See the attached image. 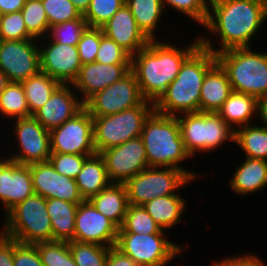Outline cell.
<instances>
[{
	"instance_id": "obj_32",
	"label": "cell",
	"mask_w": 267,
	"mask_h": 266,
	"mask_svg": "<svg viewBox=\"0 0 267 266\" xmlns=\"http://www.w3.org/2000/svg\"><path fill=\"white\" fill-rule=\"evenodd\" d=\"M21 84L31 115L41 108L61 85L60 82L41 71L22 81Z\"/></svg>"
},
{
	"instance_id": "obj_24",
	"label": "cell",
	"mask_w": 267,
	"mask_h": 266,
	"mask_svg": "<svg viewBox=\"0 0 267 266\" xmlns=\"http://www.w3.org/2000/svg\"><path fill=\"white\" fill-rule=\"evenodd\" d=\"M245 159L230 177V187L237 195L247 196L267 187V161Z\"/></svg>"
},
{
	"instance_id": "obj_14",
	"label": "cell",
	"mask_w": 267,
	"mask_h": 266,
	"mask_svg": "<svg viewBox=\"0 0 267 266\" xmlns=\"http://www.w3.org/2000/svg\"><path fill=\"white\" fill-rule=\"evenodd\" d=\"M12 121L16 122L12 130L18 143L17 149L20 151L10 154L7 158L25 165L49 161L51 155L49 131L33 115Z\"/></svg>"
},
{
	"instance_id": "obj_21",
	"label": "cell",
	"mask_w": 267,
	"mask_h": 266,
	"mask_svg": "<svg viewBox=\"0 0 267 266\" xmlns=\"http://www.w3.org/2000/svg\"><path fill=\"white\" fill-rule=\"evenodd\" d=\"M72 84H61L33 116L48 131L73 118L85 106Z\"/></svg>"
},
{
	"instance_id": "obj_38",
	"label": "cell",
	"mask_w": 267,
	"mask_h": 266,
	"mask_svg": "<svg viewBox=\"0 0 267 266\" xmlns=\"http://www.w3.org/2000/svg\"><path fill=\"white\" fill-rule=\"evenodd\" d=\"M88 27L89 26L84 19V16H82L81 18L75 20L51 26L46 38L55 43L77 46L80 37Z\"/></svg>"
},
{
	"instance_id": "obj_12",
	"label": "cell",
	"mask_w": 267,
	"mask_h": 266,
	"mask_svg": "<svg viewBox=\"0 0 267 266\" xmlns=\"http://www.w3.org/2000/svg\"><path fill=\"white\" fill-rule=\"evenodd\" d=\"M142 97L135 75L126 76L97 92L85 104L91 116H107L139 106Z\"/></svg>"
},
{
	"instance_id": "obj_3",
	"label": "cell",
	"mask_w": 267,
	"mask_h": 266,
	"mask_svg": "<svg viewBox=\"0 0 267 266\" xmlns=\"http://www.w3.org/2000/svg\"><path fill=\"white\" fill-rule=\"evenodd\" d=\"M216 62V55L200 45L184 61L177 77L154 103V111L167 116L199 112L205 74Z\"/></svg>"
},
{
	"instance_id": "obj_46",
	"label": "cell",
	"mask_w": 267,
	"mask_h": 266,
	"mask_svg": "<svg viewBox=\"0 0 267 266\" xmlns=\"http://www.w3.org/2000/svg\"><path fill=\"white\" fill-rule=\"evenodd\" d=\"M14 266H43L33 244H21L14 239Z\"/></svg>"
},
{
	"instance_id": "obj_16",
	"label": "cell",
	"mask_w": 267,
	"mask_h": 266,
	"mask_svg": "<svg viewBox=\"0 0 267 266\" xmlns=\"http://www.w3.org/2000/svg\"><path fill=\"white\" fill-rule=\"evenodd\" d=\"M38 40V44L45 41L39 46L40 71L61 84H72L82 67L77 46L55 43L46 37Z\"/></svg>"
},
{
	"instance_id": "obj_50",
	"label": "cell",
	"mask_w": 267,
	"mask_h": 266,
	"mask_svg": "<svg viewBox=\"0 0 267 266\" xmlns=\"http://www.w3.org/2000/svg\"><path fill=\"white\" fill-rule=\"evenodd\" d=\"M26 0H0V14L21 11Z\"/></svg>"
},
{
	"instance_id": "obj_48",
	"label": "cell",
	"mask_w": 267,
	"mask_h": 266,
	"mask_svg": "<svg viewBox=\"0 0 267 266\" xmlns=\"http://www.w3.org/2000/svg\"><path fill=\"white\" fill-rule=\"evenodd\" d=\"M14 239L0 231V266H14Z\"/></svg>"
},
{
	"instance_id": "obj_45",
	"label": "cell",
	"mask_w": 267,
	"mask_h": 266,
	"mask_svg": "<svg viewBox=\"0 0 267 266\" xmlns=\"http://www.w3.org/2000/svg\"><path fill=\"white\" fill-rule=\"evenodd\" d=\"M103 31L101 28L88 27L77 44L82 65L95 62Z\"/></svg>"
},
{
	"instance_id": "obj_23",
	"label": "cell",
	"mask_w": 267,
	"mask_h": 266,
	"mask_svg": "<svg viewBox=\"0 0 267 266\" xmlns=\"http://www.w3.org/2000/svg\"><path fill=\"white\" fill-rule=\"evenodd\" d=\"M232 92L226 71L216 62L205 74L199 112H217Z\"/></svg>"
},
{
	"instance_id": "obj_54",
	"label": "cell",
	"mask_w": 267,
	"mask_h": 266,
	"mask_svg": "<svg viewBox=\"0 0 267 266\" xmlns=\"http://www.w3.org/2000/svg\"><path fill=\"white\" fill-rule=\"evenodd\" d=\"M260 1L263 3L265 10L267 12V0H260Z\"/></svg>"
},
{
	"instance_id": "obj_34",
	"label": "cell",
	"mask_w": 267,
	"mask_h": 266,
	"mask_svg": "<svg viewBox=\"0 0 267 266\" xmlns=\"http://www.w3.org/2000/svg\"><path fill=\"white\" fill-rule=\"evenodd\" d=\"M162 230L143 206L129 204L118 233L157 234Z\"/></svg>"
},
{
	"instance_id": "obj_9",
	"label": "cell",
	"mask_w": 267,
	"mask_h": 266,
	"mask_svg": "<svg viewBox=\"0 0 267 266\" xmlns=\"http://www.w3.org/2000/svg\"><path fill=\"white\" fill-rule=\"evenodd\" d=\"M193 181L195 180L181 169L148 167L124 184L128 203L133 206H142L154 198L177 194L180 188H185Z\"/></svg>"
},
{
	"instance_id": "obj_31",
	"label": "cell",
	"mask_w": 267,
	"mask_h": 266,
	"mask_svg": "<svg viewBox=\"0 0 267 266\" xmlns=\"http://www.w3.org/2000/svg\"><path fill=\"white\" fill-rule=\"evenodd\" d=\"M234 143L251 159L267 161V127L262 125H246L235 130Z\"/></svg>"
},
{
	"instance_id": "obj_35",
	"label": "cell",
	"mask_w": 267,
	"mask_h": 266,
	"mask_svg": "<svg viewBox=\"0 0 267 266\" xmlns=\"http://www.w3.org/2000/svg\"><path fill=\"white\" fill-rule=\"evenodd\" d=\"M21 13L27 31L35 39L47 37L50 27L42 0H26Z\"/></svg>"
},
{
	"instance_id": "obj_2",
	"label": "cell",
	"mask_w": 267,
	"mask_h": 266,
	"mask_svg": "<svg viewBox=\"0 0 267 266\" xmlns=\"http://www.w3.org/2000/svg\"><path fill=\"white\" fill-rule=\"evenodd\" d=\"M185 48L172 43L150 40L131 56L134 73L142 97L155 103L177 77L184 61L200 46L199 36Z\"/></svg>"
},
{
	"instance_id": "obj_4",
	"label": "cell",
	"mask_w": 267,
	"mask_h": 266,
	"mask_svg": "<svg viewBox=\"0 0 267 266\" xmlns=\"http://www.w3.org/2000/svg\"><path fill=\"white\" fill-rule=\"evenodd\" d=\"M140 137L145 145L149 167L181 169L193 180H197L196 171L194 173L181 166L191 156L184 147L176 116L162 115L153 111L145 120Z\"/></svg>"
},
{
	"instance_id": "obj_42",
	"label": "cell",
	"mask_w": 267,
	"mask_h": 266,
	"mask_svg": "<svg viewBox=\"0 0 267 266\" xmlns=\"http://www.w3.org/2000/svg\"><path fill=\"white\" fill-rule=\"evenodd\" d=\"M49 27L81 18L83 15L70 0H42Z\"/></svg>"
},
{
	"instance_id": "obj_33",
	"label": "cell",
	"mask_w": 267,
	"mask_h": 266,
	"mask_svg": "<svg viewBox=\"0 0 267 266\" xmlns=\"http://www.w3.org/2000/svg\"><path fill=\"white\" fill-rule=\"evenodd\" d=\"M0 114L18 119L32 116L21 82H9L0 95Z\"/></svg>"
},
{
	"instance_id": "obj_20",
	"label": "cell",
	"mask_w": 267,
	"mask_h": 266,
	"mask_svg": "<svg viewBox=\"0 0 267 266\" xmlns=\"http://www.w3.org/2000/svg\"><path fill=\"white\" fill-rule=\"evenodd\" d=\"M130 71L131 64L87 63L80 68L72 86L85 104L97 92L122 79Z\"/></svg>"
},
{
	"instance_id": "obj_1",
	"label": "cell",
	"mask_w": 267,
	"mask_h": 266,
	"mask_svg": "<svg viewBox=\"0 0 267 266\" xmlns=\"http://www.w3.org/2000/svg\"><path fill=\"white\" fill-rule=\"evenodd\" d=\"M266 20L267 12L260 0H210L203 29L218 35L221 47L215 48L205 35L199 37L200 45L214 54L231 48H253L250 43Z\"/></svg>"
},
{
	"instance_id": "obj_8",
	"label": "cell",
	"mask_w": 267,
	"mask_h": 266,
	"mask_svg": "<svg viewBox=\"0 0 267 266\" xmlns=\"http://www.w3.org/2000/svg\"><path fill=\"white\" fill-rule=\"evenodd\" d=\"M154 111V103L144 100L139 106L116 114L93 117L96 153L139 137L145 120Z\"/></svg>"
},
{
	"instance_id": "obj_41",
	"label": "cell",
	"mask_w": 267,
	"mask_h": 266,
	"mask_svg": "<svg viewBox=\"0 0 267 266\" xmlns=\"http://www.w3.org/2000/svg\"><path fill=\"white\" fill-rule=\"evenodd\" d=\"M35 39L24 23L21 11L0 15V40Z\"/></svg>"
},
{
	"instance_id": "obj_11",
	"label": "cell",
	"mask_w": 267,
	"mask_h": 266,
	"mask_svg": "<svg viewBox=\"0 0 267 266\" xmlns=\"http://www.w3.org/2000/svg\"><path fill=\"white\" fill-rule=\"evenodd\" d=\"M50 150L56 153L94 155L93 117L84 107L73 118L49 131Z\"/></svg>"
},
{
	"instance_id": "obj_19",
	"label": "cell",
	"mask_w": 267,
	"mask_h": 266,
	"mask_svg": "<svg viewBox=\"0 0 267 266\" xmlns=\"http://www.w3.org/2000/svg\"><path fill=\"white\" fill-rule=\"evenodd\" d=\"M3 158V159H2ZM0 159V202L7 214L18 203L34 195L30 165L7 157Z\"/></svg>"
},
{
	"instance_id": "obj_18",
	"label": "cell",
	"mask_w": 267,
	"mask_h": 266,
	"mask_svg": "<svg viewBox=\"0 0 267 266\" xmlns=\"http://www.w3.org/2000/svg\"><path fill=\"white\" fill-rule=\"evenodd\" d=\"M30 173L36 195L75 204L84 201L75 179L58 173L49 161L30 164Z\"/></svg>"
},
{
	"instance_id": "obj_6",
	"label": "cell",
	"mask_w": 267,
	"mask_h": 266,
	"mask_svg": "<svg viewBox=\"0 0 267 266\" xmlns=\"http://www.w3.org/2000/svg\"><path fill=\"white\" fill-rule=\"evenodd\" d=\"M2 233L21 244L52 241V224L47 213L46 199L32 195L4 215Z\"/></svg>"
},
{
	"instance_id": "obj_10",
	"label": "cell",
	"mask_w": 267,
	"mask_h": 266,
	"mask_svg": "<svg viewBox=\"0 0 267 266\" xmlns=\"http://www.w3.org/2000/svg\"><path fill=\"white\" fill-rule=\"evenodd\" d=\"M157 234L118 233L115 247L131 257L139 266H168L176 257L183 258V246Z\"/></svg>"
},
{
	"instance_id": "obj_53",
	"label": "cell",
	"mask_w": 267,
	"mask_h": 266,
	"mask_svg": "<svg viewBox=\"0 0 267 266\" xmlns=\"http://www.w3.org/2000/svg\"><path fill=\"white\" fill-rule=\"evenodd\" d=\"M9 83V80L5 73L0 69V95L4 91L6 85Z\"/></svg>"
},
{
	"instance_id": "obj_36",
	"label": "cell",
	"mask_w": 267,
	"mask_h": 266,
	"mask_svg": "<svg viewBox=\"0 0 267 266\" xmlns=\"http://www.w3.org/2000/svg\"><path fill=\"white\" fill-rule=\"evenodd\" d=\"M69 250L77 266H105L110 247L70 241Z\"/></svg>"
},
{
	"instance_id": "obj_51",
	"label": "cell",
	"mask_w": 267,
	"mask_h": 266,
	"mask_svg": "<svg viewBox=\"0 0 267 266\" xmlns=\"http://www.w3.org/2000/svg\"><path fill=\"white\" fill-rule=\"evenodd\" d=\"M257 115L259 122L262 121V126L267 127V96L258 98Z\"/></svg>"
},
{
	"instance_id": "obj_49",
	"label": "cell",
	"mask_w": 267,
	"mask_h": 266,
	"mask_svg": "<svg viewBox=\"0 0 267 266\" xmlns=\"http://www.w3.org/2000/svg\"><path fill=\"white\" fill-rule=\"evenodd\" d=\"M105 266H139L131 257H128L115 246L110 247Z\"/></svg>"
},
{
	"instance_id": "obj_15",
	"label": "cell",
	"mask_w": 267,
	"mask_h": 266,
	"mask_svg": "<svg viewBox=\"0 0 267 266\" xmlns=\"http://www.w3.org/2000/svg\"><path fill=\"white\" fill-rule=\"evenodd\" d=\"M100 155L104 158L108 178L112 183H125L149 167L145 145L140 136L108 148Z\"/></svg>"
},
{
	"instance_id": "obj_7",
	"label": "cell",
	"mask_w": 267,
	"mask_h": 266,
	"mask_svg": "<svg viewBox=\"0 0 267 266\" xmlns=\"http://www.w3.org/2000/svg\"><path fill=\"white\" fill-rule=\"evenodd\" d=\"M176 117L184 147L191 159L196 152L218 150L227 141L234 143L235 130L217 112L184 113Z\"/></svg>"
},
{
	"instance_id": "obj_25",
	"label": "cell",
	"mask_w": 267,
	"mask_h": 266,
	"mask_svg": "<svg viewBox=\"0 0 267 266\" xmlns=\"http://www.w3.org/2000/svg\"><path fill=\"white\" fill-rule=\"evenodd\" d=\"M97 211L121 227L128 208L127 190L124 183H111L89 199Z\"/></svg>"
},
{
	"instance_id": "obj_40",
	"label": "cell",
	"mask_w": 267,
	"mask_h": 266,
	"mask_svg": "<svg viewBox=\"0 0 267 266\" xmlns=\"http://www.w3.org/2000/svg\"><path fill=\"white\" fill-rule=\"evenodd\" d=\"M161 2L164 10L169 7L173 8L199 25L203 26L207 20L210 0H161Z\"/></svg>"
},
{
	"instance_id": "obj_43",
	"label": "cell",
	"mask_w": 267,
	"mask_h": 266,
	"mask_svg": "<svg viewBox=\"0 0 267 266\" xmlns=\"http://www.w3.org/2000/svg\"><path fill=\"white\" fill-rule=\"evenodd\" d=\"M92 155L51 152L49 162L61 175L75 179L82 171L85 160Z\"/></svg>"
},
{
	"instance_id": "obj_52",
	"label": "cell",
	"mask_w": 267,
	"mask_h": 266,
	"mask_svg": "<svg viewBox=\"0 0 267 266\" xmlns=\"http://www.w3.org/2000/svg\"><path fill=\"white\" fill-rule=\"evenodd\" d=\"M70 1L83 15L87 11L91 0H70Z\"/></svg>"
},
{
	"instance_id": "obj_22",
	"label": "cell",
	"mask_w": 267,
	"mask_h": 266,
	"mask_svg": "<svg viewBox=\"0 0 267 266\" xmlns=\"http://www.w3.org/2000/svg\"><path fill=\"white\" fill-rule=\"evenodd\" d=\"M100 28L106 37L115 41L131 56L145 48L150 41L138 27L126 4Z\"/></svg>"
},
{
	"instance_id": "obj_27",
	"label": "cell",
	"mask_w": 267,
	"mask_h": 266,
	"mask_svg": "<svg viewBox=\"0 0 267 266\" xmlns=\"http://www.w3.org/2000/svg\"><path fill=\"white\" fill-rule=\"evenodd\" d=\"M75 181L84 200H89L112 183L108 178L104 158L98 153L85 160Z\"/></svg>"
},
{
	"instance_id": "obj_29",
	"label": "cell",
	"mask_w": 267,
	"mask_h": 266,
	"mask_svg": "<svg viewBox=\"0 0 267 266\" xmlns=\"http://www.w3.org/2000/svg\"><path fill=\"white\" fill-rule=\"evenodd\" d=\"M186 205L181 195L173 194L154 198L142 206L162 229L168 230L182 221Z\"/></svg>"
},
{
	"instance_id": "obj_44",
	"label": "cell",
	"mask_w": 267,
	"mask_h": 266,
	"mask_svg": "<svg viewBox=\"0 0 267 266\" xmlns=\"http://www.w3.org/2000/svg\"><path fill=\"white\" fill-rule=\"evenodd\" d=\"M95 62L102 64H131V55L115 41L103 34Z\"/></svg>"
},
{
	"instance_id": "obj_47",
	"label": "cell",
	"mask_w": 267,
	"mask_h": 266,
	"mask_svg": "<svg viewBox=\"0 0 267 266\" xmlns=\"http://www.w3.org/2000/svg\"><path fill=\"white\" fill-rule=\"evenodd\" d=\"M211 266H266L260 257L251 253H246L239 256H225L221 260H215L210 264Z\"/></svg>"
},
{
	"instance_id": "obj_28",
	"label": "cell",
	"mask_w": 267,
	"mask_h": 266,
	"mask_svg": "<svg viewBox=\"0 0 267 266\" xmlns=\"http://www.w3.org/2000/svg\"><path fill=\"white\" fill-rule=\"evenodd\" d=\"M46 207L52 224V241H74L78 204L60 199H47Z\"/></svg>"
},
{
	"instance_id": "obj_39",
	"label": "cell",
	"mask_w": 267,
	"mask_h": 266,
	"mask_svg": "<svg viewBox=\"0 0 267 266\" xmlns=\"http://www.w3.org/2000/svg\"><path fill=\"white\" fill-rule=\"evenodd\" d=\"M124 4L125 0H91L83 16L89 27L100 28Z\"/></svg>"
},
{
	"instance_id": "obj_5",
	"label": "cell",
	"mask_w": 267,
	"mask_h": 266,
	"mask_svg": "<svg viewBox=\"0 0 267 266\" xmlns=\"http://www.w3.org/2000/svg\"><path fill=\"white\" fill-rule=\"evenodd\" d=\"M251 47L231 48L216 55L226 71L232 91L267 96V52H254Z\"/></svg>"
},
{
	"instance_id": "obj_37",
	"label": "cell",
	"mask_w": 267,
	"mask_h": 266,
	"mask_svg": "<svg viewBox=\"0 0 267 266\" xmlns=\"http://www.w3.org/2000/svg\"><path fill=\"white\" fill-rule=\"evenodd\" d=\"M43 266H77L68 242L46 241L34 244Z\"/></svg>"
},
{
	"instance_id": "obj_26",
	"label": "cell",
	"mask_w": 267,
	"mask_h": 266,
	"mask_svg": "<svg viewBox=\"0 0 267 266\" xmlns=\"http://www.w3.org/2000/svg\"><path fill=\"white\" fill-rule=\"evenodd\" d=\"M257 108V97L232 91L217 113L233 130H236L252 124L253 116L254 118L255 115L256 118L258 116Z\"/></svg>"
},
{
	"instance_id": "obj_30",
	"label": "cell",
	"mask_w": 267,
	"mask_h": 266,
	"mask_svg": "<svg viewBox=\"0 0 267 266\" xmlns=\"http://www.w3.org/2000/svg\"><path fill=\"white\" fill-rule=\"evenodd\" d=\"M138 27L149 40H157L156 30L164 15L161 0H125ZM156 36V37H155Z\"/></svg>"
},
{
	"instance_id": "obj_17",
	"label": "cell",
	"mask_w": 267,
	"mask_h": 266,
	"mask_svg": "<svg viewBox=\"0 0 267 266\" xmlns=\"http://www.w3.org/2000/svg\"><path fill=\"white\" fill-rule=\"evenodd\" d=\"M118 229L110 219L97 211L89 200L78 204L74 241L112 247L116 244Z\"/></svg>"
},
{
	"instance_id": "obj_13",
	"label": "cell",
	"mask_w": 267,
	"mask_h": 266,
	"mask_svg": "<svg viewBox=\"0 0 267 266\" xmlns=\"http://www.w3.org/2000/svg\"><path fill=\"white\" fill-rule=\"evenodd\" d=\"M37 41L39 40H0V69L9 82H22L40 72Z\"/></svg>"
}]
</instances>
